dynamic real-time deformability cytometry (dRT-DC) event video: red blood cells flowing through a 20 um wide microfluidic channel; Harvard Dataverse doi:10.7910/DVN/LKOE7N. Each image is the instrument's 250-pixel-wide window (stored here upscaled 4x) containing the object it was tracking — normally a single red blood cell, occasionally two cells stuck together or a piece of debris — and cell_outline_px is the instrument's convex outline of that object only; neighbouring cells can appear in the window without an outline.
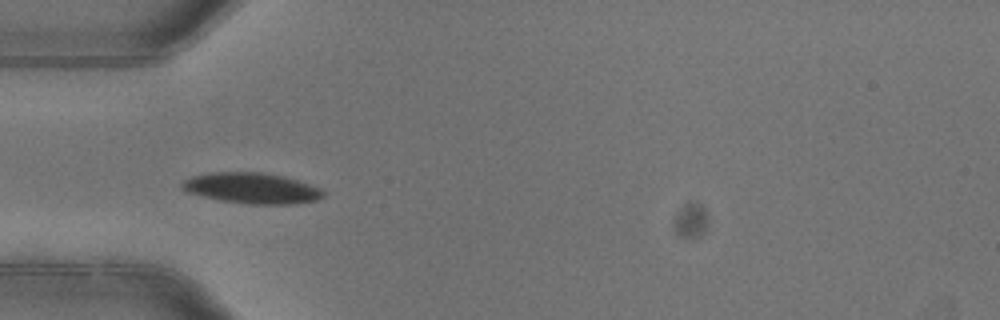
{"species": "common noctule bat (a hibernating species)", "species_latin": "Nyctalus noctula", "temperature_condition": "warm", "stored_images_in_passage": 6, "camera_frame_rate_fps": 3000, "um_per_image_px": 0.085, "animal": {"sex": "female"}, "frame": {"image": 1, "passage_image": 5, "time_ms": 1.333, "image_size_px": [1000, 320], "cell_outline_px": [[324, 196], [316, 200], [296, 204], [248, 204], [220, 200], [188, 192], [180, 188], [180, 184], [184, 180], [192, 176], [208, 172], [260, 172], [284, 176], [320, 188], [324, 192]], "centroid_in_image_um": [21.38, 15.99], "position_along_channel_um": 63.6, "area_um2": 25.26}}